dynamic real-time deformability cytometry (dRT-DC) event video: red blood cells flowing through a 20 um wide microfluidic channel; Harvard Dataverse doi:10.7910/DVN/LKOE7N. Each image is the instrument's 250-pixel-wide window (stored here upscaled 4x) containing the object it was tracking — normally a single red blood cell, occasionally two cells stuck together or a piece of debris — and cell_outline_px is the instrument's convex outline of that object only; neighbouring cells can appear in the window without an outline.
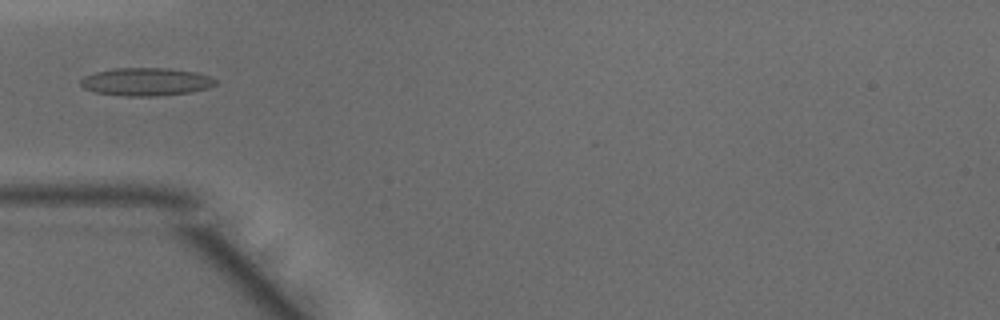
{"species": "common noctule bat (a hibernating species)", "species_latin": "Nyctalus noctula", "temperature_condition": "warm", "stored_images_in_passage": 24, "camera_frame_rate_fps": 3000, "um_per_image_px": 0.085, "animal": {"sex": "male", "body_mass_g": 15.6}, "frame": {"image": 1, "passage_image": 1, "time_ms": 0.0, "image_size_px": [1000, 320], "cell_outline_px": [[216, 84], [208, 88], [192, 92], [156, 96], [124, 96], [96, 92], [84, 88], [80, 84], [80, 80], [84, 76], [96, 72], [116, 68], [168, 68], [196, 72], [208, 76], [216, 80]], "centroid_in_image_um": [12.42, 6.95], "position_along_channel_um": 72.6, "area_um2": 21.91}}
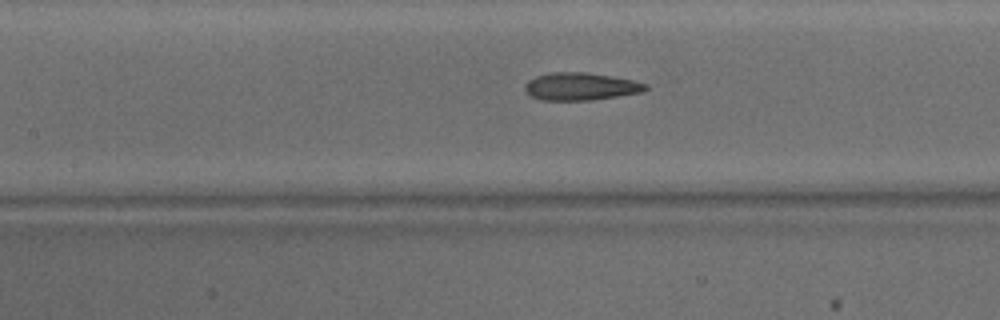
{"frame": {"image": 2, "passage_image": 7, "time_ms": 2.0, "image_size_px": [1000, 320], "cell_outline_px": [[648, 88], [644, 92], [588, 100], [544, 100], [532, 96], [524, 88], [524, 84], [528, 80], [536, 76], [552, 72], [588, 72], [632, 80], [648, 84]], "centroid_in_image_um": [49.36, 7.34], "position_along_channel_um": 158.0, "area_um2": 19.25}}
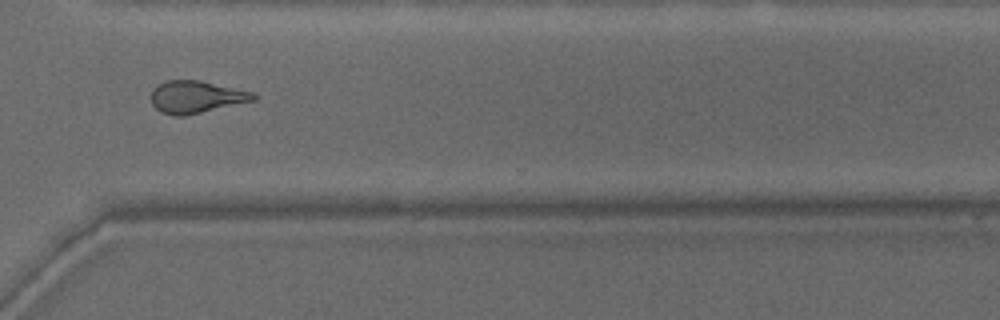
{"frame": {"image": 3, "passage_image": 21, "time_ms": 6.667, "image_size_px": [1000, 320], "cell_outline_px": [[256, 100], [184, 116], [172, 116], [160, 112], [152, 104], [152, 88], [168, 80], [200, 80], [252, 92], [256, 96]], "centroid_in_image_um": [16.65, 8.25], "position_along_channel_um": 353.9, "area_um2": 19.13}}